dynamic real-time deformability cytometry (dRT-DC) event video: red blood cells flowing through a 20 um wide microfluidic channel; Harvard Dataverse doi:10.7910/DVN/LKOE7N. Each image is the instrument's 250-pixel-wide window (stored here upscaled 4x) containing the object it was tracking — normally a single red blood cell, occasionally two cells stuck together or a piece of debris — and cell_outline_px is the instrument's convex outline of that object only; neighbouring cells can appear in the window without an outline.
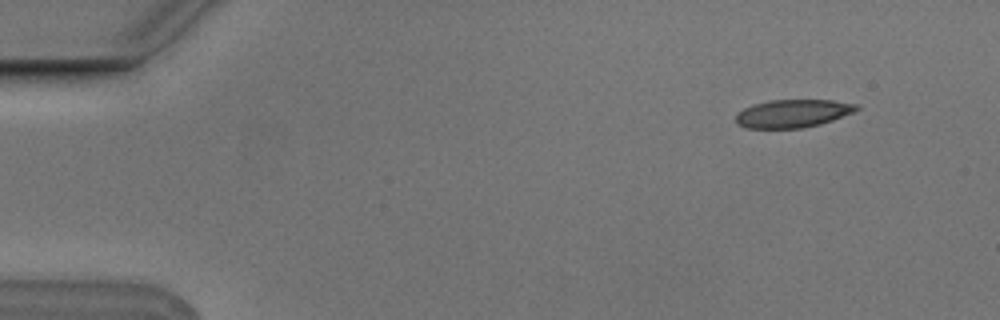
{"species": "Egyptian fruit bat (a non-hibernating species)", "species_latin": "Rousettus aegyptiacus", "temperature_condition": "cold", "stored_images_in_passage": 5, "camera_frame_rate_fps": 3000, "um_per_image_px": 0.085, "animal": {"sex": "male"}, "frame": {"image": 1, "passage_image": 2, "time_ms": 0.333, "image_size_px": [1000, 320], "cell_outline_px": [[860, 108], [852, 112], [832, 120], [820, 124], [800, 128], [744, 128], [736, 124], [736, 112], [752, 104], [768, 100], [832, 100], [856, 104]], "centroid_in_image_um": [67.32, 9.64], "position_along_channel_um": 17.7, "area_um2": 19.71}}
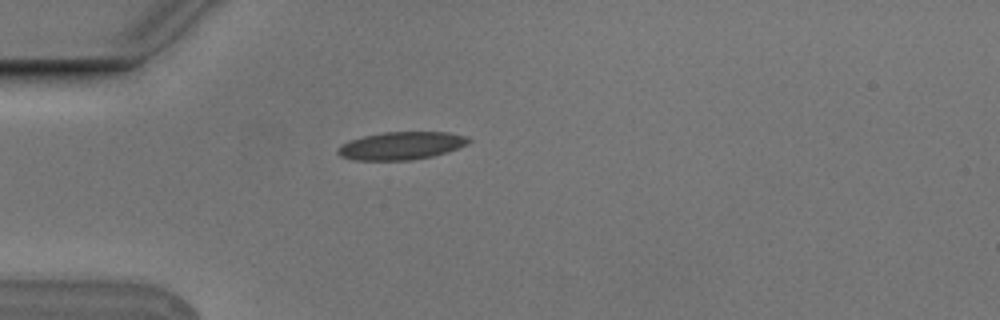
{"frame": {"image": 2, "passage_image": 4, "time_ms": 1.0, "image_size_px": [1000, 320], "cell_outline_px": [[472, 140], [468, 144], [460, 148], [448, 152], [432, 156], [412, 160], [352, 160], [340, 156], [336, 152], [348, 140], [364, 136], [384, 132], [448, 132], [468, 136]], "centroid_in_image_um": [34.16, 12.38], "position_along_channel_um": 50.8, "area_um2": 21.33}}